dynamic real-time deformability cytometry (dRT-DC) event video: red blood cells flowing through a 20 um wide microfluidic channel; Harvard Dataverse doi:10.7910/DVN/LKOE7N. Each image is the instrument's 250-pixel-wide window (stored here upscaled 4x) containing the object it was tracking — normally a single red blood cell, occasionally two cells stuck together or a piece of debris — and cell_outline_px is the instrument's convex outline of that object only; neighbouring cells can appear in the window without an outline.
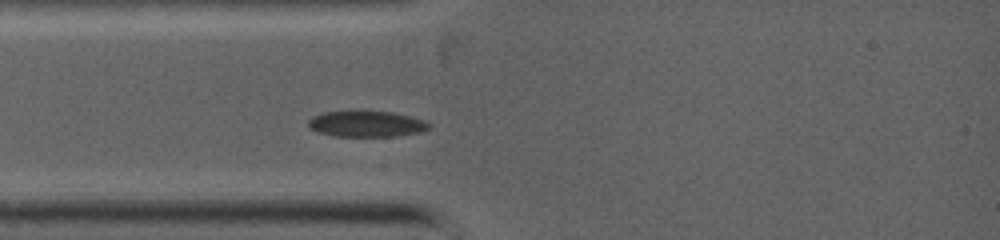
{"species": "common noctule bat (a hibernating species)", "species_latin": "Nyctalus noctula", "temperature_condition": "warm", "stored_images_in_passage": 49, "camera_frame_rate_fps": 5000, "um_per_image_px": 0.085, "animal": {"sex": "female", "body_mass_g": 19.0, "forearm_length_mm": 53.3}, "frame": {"image": 1, "passage_image": 1, "time_ms": 0.0, "image_size_px": [1000, 240], "cell_outline_px": [[432, 124], [428, 128], [420, 132], [396, 136], [332, 136], [308, 128], [308, 120], [312, 116], [320, 112], [352, 108], [364, 108], [392, 112], [424, 120]], "centroid_in_image_um": [31.07, 10.47], "position_along_channel_um": 53.9, "area_um2": 19.25}}
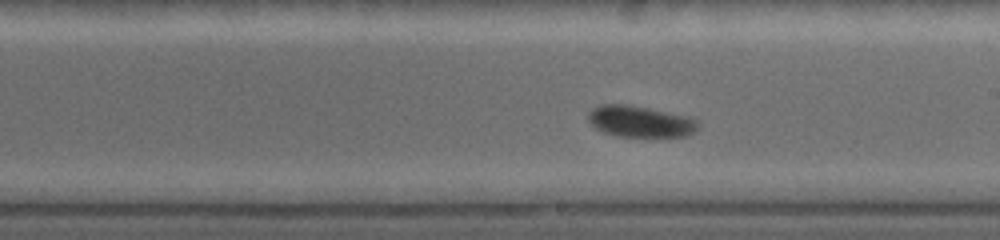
{"frame": {"image": 2, "passage_image": 22, "time_ms": 3.8, "image_size_px": [1000, 240], "cell_outline_px": [[700, 124], [688, 136], [616, 136], [604, 132], [596, 128], [588, 120], [588, 112], [592, 108], [600, 104], [624, 104], [648, 108], [688, 116], [696, 120]], "centroid_in_image_um": [54.39, 10.31], "position_along_channel_um": 234.6, "area_um2": 19.88}}
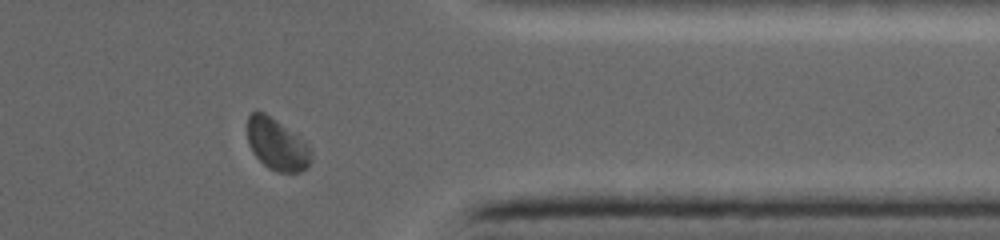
{"frame": {"image": 3, "passage_image": 40, "time_ms": 7.2, "image_size_px": [1000, 240], "cell_outline_px": [[312, 160], [308, 168], [300, 172], [276, 172], [268, 168], [252, 152], [248, 144], [248, 116], [252, 112], [264, 112], [276, 120], [308, 144], [312, 152]], "centroid_in_image_um": [23.56, 12.31], "position_along_channel_um": 387.8, "area_um2": 19.13}}